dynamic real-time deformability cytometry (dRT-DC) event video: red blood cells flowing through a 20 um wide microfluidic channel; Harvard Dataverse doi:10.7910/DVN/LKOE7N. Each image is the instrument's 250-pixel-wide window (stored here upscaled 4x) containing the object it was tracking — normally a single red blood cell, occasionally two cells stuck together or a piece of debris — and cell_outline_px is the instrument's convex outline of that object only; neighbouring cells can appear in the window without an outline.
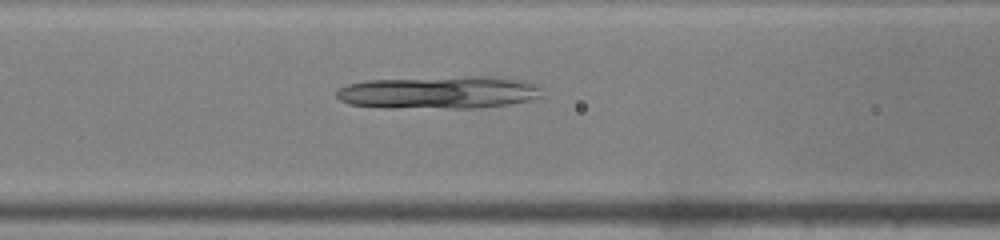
{"species": "common noctule bat (a hibernating species)", "species_latin": "Nyctalus noctula", "temperature_condition": "warm", "stored_images_in_passage": 41, "camera_frame_rate_fps": 3000, "um_per_image_px": 0.085, "animal": {"sex": "male", "body_mass_g": 19.0, "forearm_length_mm": 50.8}, "frame": {"image": 1, "passage_image": 14, "time_ms": 4.333, "image_size_px": [1000, 240], "cell_outline_px": [[544, 96], [532, 100], [508, 104], [472, 108], [388, 108], [348, 104], [340, 100], [336, 96], [336, 88], [348, 84], [364, 80], [468, 76], [496, 76], [528, 80], [536, 84], [540, 88]], "centroid_in_image_um": [37.34, 7.85], "position_along_channel_um": 129.3, "area_um2": 39.82}}
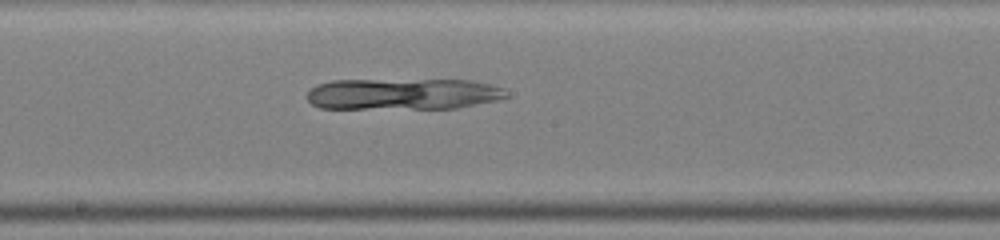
{"frame": {"image": 2, "passage_image": 20, "time_ms": 6.333, "image_size_px": [1000, 240], "cell_outline_px": [[508, 96], [496, 100], [456, 108], [320, 108], [312, 104], [308, 100], [308, 92], [316, 84], [332, 80], [472, 80], [504, 88]], "centroid_in_image_um": [34.24, 7.98], "position_along_channel_um": 214.0, "area_um2": 36.18}}
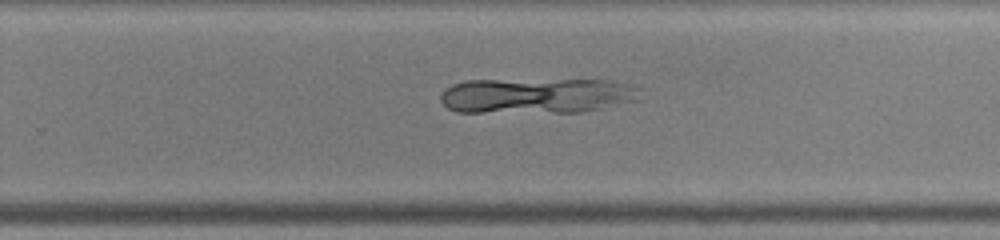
{"frame": {"image": 3, "passage_image": 25, "time_ms": 8.0, "image_size_px": [1000, 240], "cell_outline_px": [[640, 88], [636, 100], [600, 108], [580, 112], [456, 112], [448, 108], [440, 100], [440, 96], [444, 88], [452, 84], [464, 80], [612, 80], [632, 84]], "centroid_in_image_um": [45.58, 8.12], "position_along_channel_um": 284.2, "area_um2": 41.27}}